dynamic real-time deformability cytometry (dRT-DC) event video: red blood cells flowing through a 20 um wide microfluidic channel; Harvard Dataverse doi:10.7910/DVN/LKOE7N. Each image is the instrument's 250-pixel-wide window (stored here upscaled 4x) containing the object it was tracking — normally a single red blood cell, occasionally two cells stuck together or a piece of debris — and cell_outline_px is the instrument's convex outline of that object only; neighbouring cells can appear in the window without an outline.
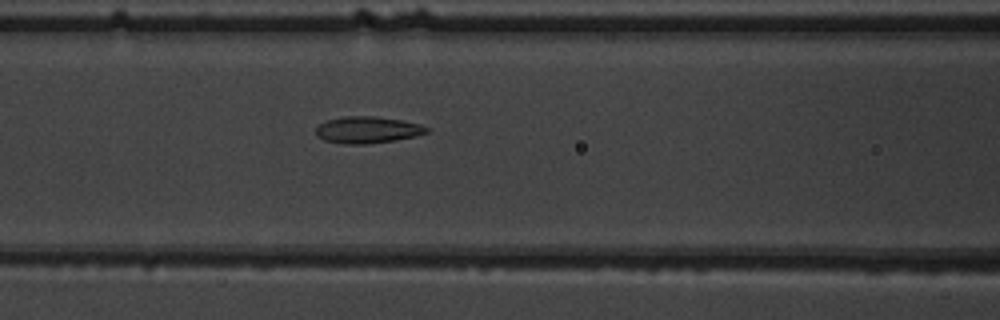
{"species": "common noctule bat (a hibernating species)", "species_latin": "Nyctalus noctula", "temperature_condition": "warm", "stored_images_in_passage": 8, "camera_frame_rate_fps": 3000, "um_per_image_px": 0.085, "animal": {"sex": "male", "body_mass_g": 19.5, "forearm_length_mm": 54.6}, "frame": {"image": 1, "passage_image": 8, "time_ms": 8.667, "image_size_px": [1000, 320], "cell_outline_px": [[428, 132], [416, 136], [396, 140], [368, 144], [344, 144], [324, 140], [316, 136], [316, 128], [324, 120], [344, 116], [376, 116], [400, 120], [420, 124], [428, 128]], "centroid_in_image_um": [31.2, 11.04], "position_along_channel_um": 135.4, "area_um2": 17.34}}